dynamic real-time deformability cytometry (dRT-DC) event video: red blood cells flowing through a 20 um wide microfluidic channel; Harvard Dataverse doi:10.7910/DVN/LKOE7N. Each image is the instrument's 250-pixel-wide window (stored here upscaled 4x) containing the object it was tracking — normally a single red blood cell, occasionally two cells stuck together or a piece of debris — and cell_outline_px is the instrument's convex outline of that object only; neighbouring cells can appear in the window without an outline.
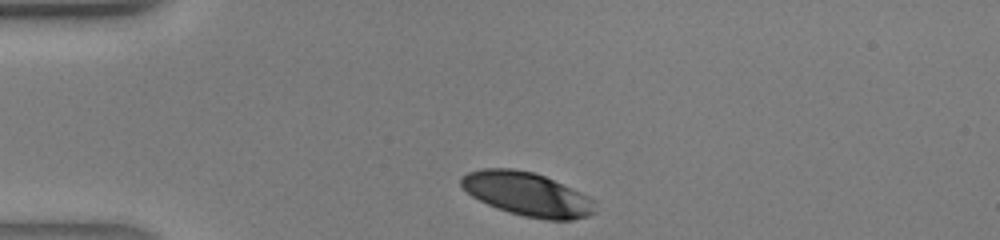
{"species": "human", "species_latin": "Homo sapiens", "temperature_condition": "warm", "stored_images_in_passage": 26, "camera_frame_rate_fps": 3000, "um_per_image_px": 0.085, "donor": {"sex": "male"}, "frame": {"image": 1, "passage_image": 1, "time_ms": 0.0, "image_size_px": [1000, 240], "cell_outline_px": [[596, 212], [588, 216], [572, 220], [548, 220], [524, 216], [508, 212], [496, 208], [472, 196], [460, 184], [460, 176], [468, 172], [484, 168], [512, 168], [532, 172], [544, 176], [580, 192], [588, 196], [592, 200]], "centroid_in_image_um": [44.79, 16.5], "position_along_channel_um": 40.2, "area_um2": 33.87}}
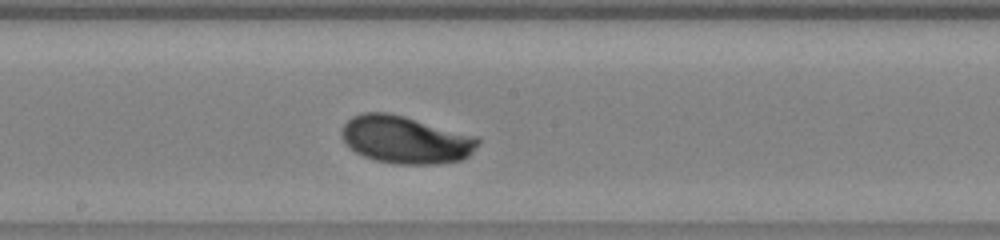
{"frame": {"image": 2, "passage_image": 14, "time_ms": 4.333, "image_size_px": [1000, 240], "cell_outline_px": [[480, 144], [468, 156], [460, 160], [436, 164], [396, 164], [376, 160], [364, 156], [356, 152], [340, 136], [340, 132], [344, 124], [352, 116], [364, 112], [388, 112], [404, 116], [480, 136]], "centroid_in_image_um": [34.51, 11.86], "position_along_channel_um": 213.7, "area_um2": 37.97}}
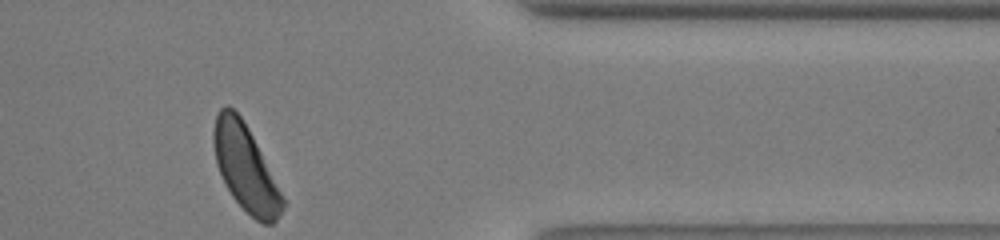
{"frame": {"image": 3, "passage_image": 26, "time_ms": 8.333, "image_size_px": [1000, 240], "cell_outline_px": [[284, 208], [276, 220], [272, 224], [264, 224], [256, 220], [232, 196], [216, 164], [212, 140], [212, 132], [216, 116], [220, 108], [228, 104], [240, 116], [248, 128], [284, 200]], "centroid_in_image_um": [20.82, 14.25], "position_along_channel_um": 390.6, "area_um2": 33.64}}